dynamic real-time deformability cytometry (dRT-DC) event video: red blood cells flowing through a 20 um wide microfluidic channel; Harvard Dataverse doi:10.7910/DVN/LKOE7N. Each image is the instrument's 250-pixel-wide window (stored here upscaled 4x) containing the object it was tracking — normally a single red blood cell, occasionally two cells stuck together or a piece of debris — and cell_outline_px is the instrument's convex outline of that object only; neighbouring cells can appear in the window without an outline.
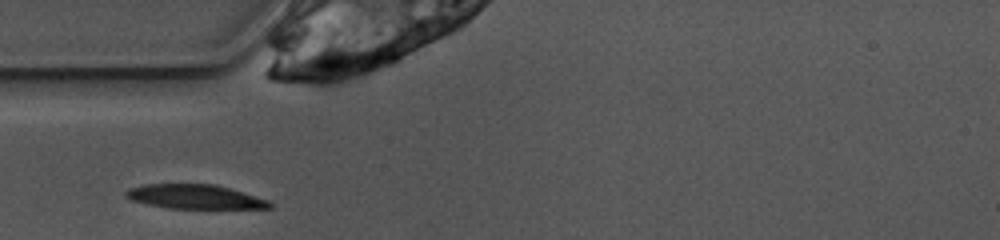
{"species": "common noctule bat (a hibernating species)", "species_latin": "Nyctalus noctula", "temperature_condition": "warm", "stored_images_in_passage": 20, "camera_frame_rate_fps": 3000, "um_per_image_px": 0.085, "animal": {"sex": "female", "body_mass_g": 10.0, "forearm_length_mm": 53.1}, "frame": {"image": 1, "passage_image": 1, "time_ms": 0.0, "image_size_px": [1000, 240], "cell_outline_px": [[272, 208], [164, 208], [132, 200], [124, 196], [124, 192], [128, 188], [144, 184], [216, 184], [268, 200], [272, 204]], "centroid_in_image_um": [16.51, 16.71], "position_along_channel_um": 68.5, "area_um2": 20.23}}
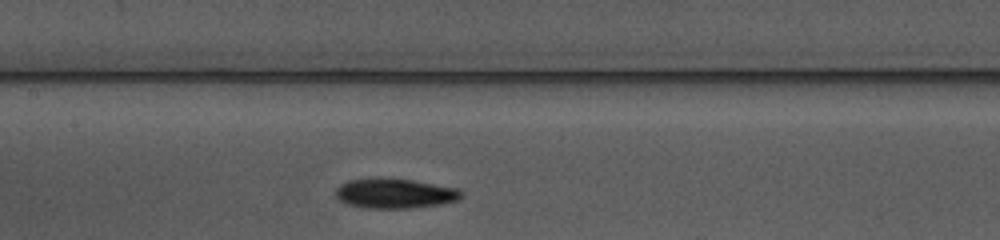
{"frame": {"image": 2, "passage_image": 9, "time_ms": 2.667, "image_size_px": [1000, 240], "cell_outline_px": [[464, 196], [460, 200], [444, 204], [408, 208], [364, 208], [348, 204], [340, 200], [336, 196], [336, 188], [340, 184], [348, 180], [380, 176], [388, 176], [460, 188], [464, 192]], "centroid_in_image_um": [33.61, 16.41], "position_along_channel_um": 173.8, "area_um2": 22.6}}
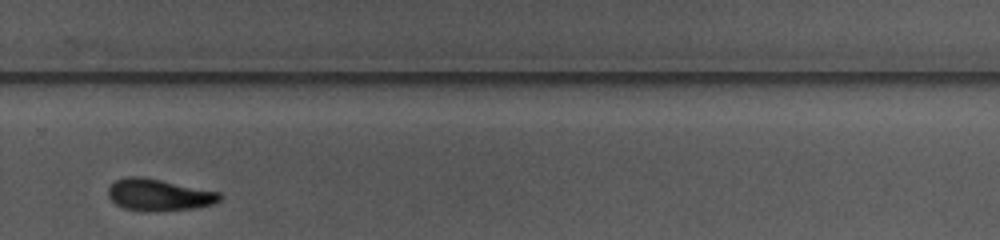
{"frame": {"image": 3, "passage_image": 20, "time_ms": 6.333, "image_size_px": [1000, 240], "cell_outline_px": [[220, 200], [212, 204], [196, 208], [152, 212], [124, 208], [116, 204], [108, 196], [108, 188], [116, 180], [128, 176], [140, 176], [220, 192]], "centroid_in_image_um": [13.49, 16.57], "position_along_channel_um": 316.3, "area_um2": 20.52}}